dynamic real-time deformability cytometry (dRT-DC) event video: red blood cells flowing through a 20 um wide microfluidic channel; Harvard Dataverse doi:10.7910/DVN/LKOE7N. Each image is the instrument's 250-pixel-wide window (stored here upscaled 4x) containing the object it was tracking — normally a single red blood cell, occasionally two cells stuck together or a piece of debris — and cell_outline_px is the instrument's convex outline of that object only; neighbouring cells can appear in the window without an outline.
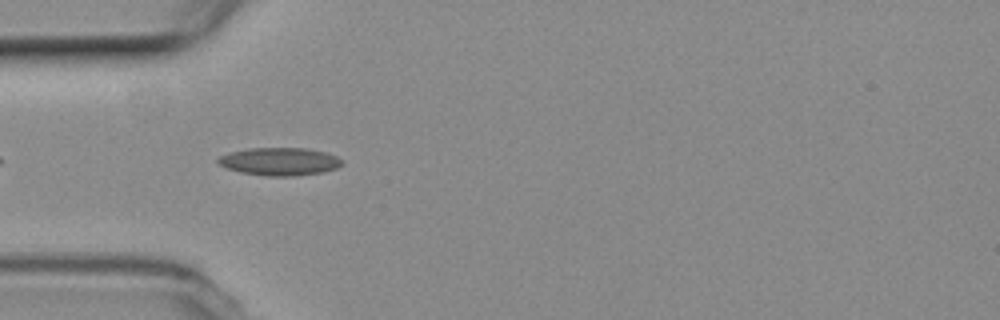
{"species": "common noctule bat (a hibernating species)", "species_latin": "Nyctalus noctula", "temperature_condition": "room temperature", "stored_images_in_passage": 19, "camera_frame_rate_fps": 3000, "um_per_image_px": 0.085, "animal": {"sex": "female", "body_mass_g": 19.3, "forearm_length_mm": 54.1}, "frame": {"image": 1, "passage_image": 3, "time_ms": 0.667, "image_size_px": [1000, 320], "cell_outline_px": [[344, 164], [336, 168], [324, 172], [296, 176], [268, 176], [240, 172], [228, 168], [220, 164], [216, 160], [220, 156], [228, 152], [248, 148], [304, 148], [324, 152], [336, 156], [344, 160]], "centroid_in_image_um": [23.79, 13.73], "position_along_channel_um": 61.2, "area_um2": 20.17}}
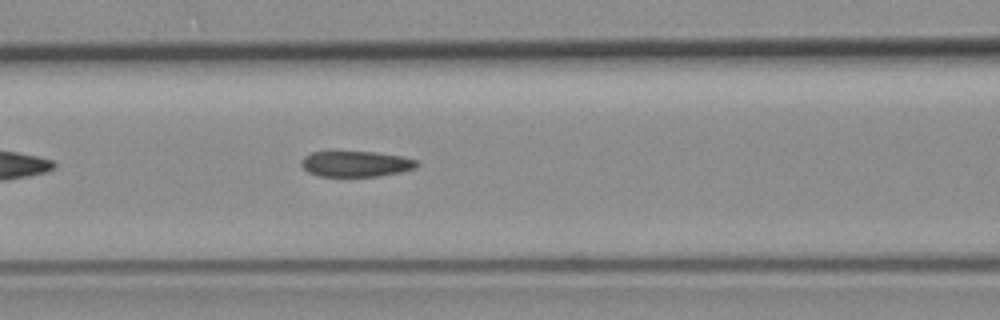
{"frame": {"image": 2, "passage_image": 9, "time_ms": 2.667, "image_size_px": [1000, 320], "cell_outline_px": [[420, 164], [416, 168], [400, 172], [376, 176], [320, 176], [308, 172], [300, 164], [300, 160], [304, 156], [312, 152], [376, 152], [404, 156], [416, 160]], "centroid_in_image_um": [30.27, 13.92], "position_along_channel_um": 136.3, "area_um2": 17.34}}
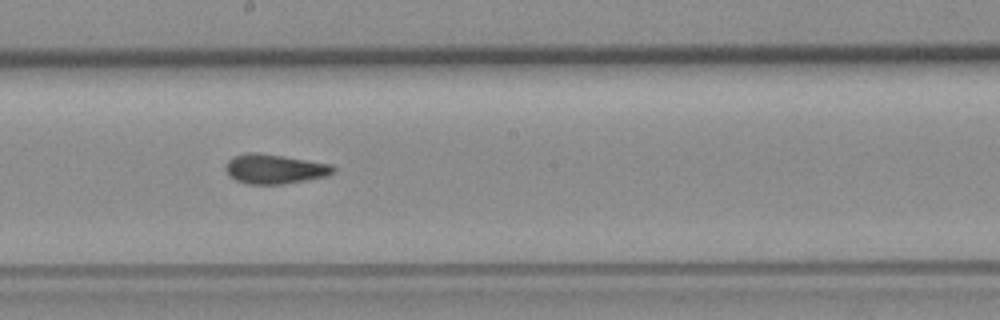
{"frame": {"image": 3, "passage_image": 16, "time_ms": 5.0, "image_size_px": [1000, 320], "cell_outline_px": [[336, 168], [332, 172], [324, 176], [284, 184], [248, 184], [236, 180], [228, 176], [224, 168], [228, 160], [232, 156], [244, 152], [256, 152], [332, 164]], "centroid_in_image_um": [23.26, 14.35], "position_along_channel_um": 224.9, "area_um2": 18.5}}